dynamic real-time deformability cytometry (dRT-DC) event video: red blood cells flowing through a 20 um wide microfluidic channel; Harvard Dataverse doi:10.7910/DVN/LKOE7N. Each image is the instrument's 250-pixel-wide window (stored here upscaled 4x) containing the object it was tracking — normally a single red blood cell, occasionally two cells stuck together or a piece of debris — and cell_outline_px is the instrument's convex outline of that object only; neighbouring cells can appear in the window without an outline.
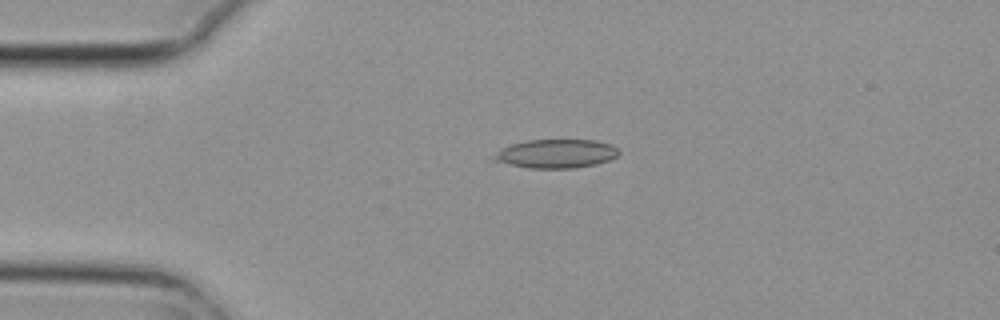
{"species": "common noctule bat (a hibernating species)", "species_latin": "Nyctalus noctula", "temperature_condition": "cold", "stored_images_in_passage": 3, "camera_frame_rate_fps": 3000, "um_per_image_px": 0.085, "animal": {"sex": "female", "body_mass_g": 29.2, "forearm_length_mm": 56.3}, "frame": {"image": 1, "passage_image": 2, "time_ms": 0.333, "image_size_px": [1000, 320], "cell_outline_px": [[620, 152], [616, 156], [608, 160], [596, 164], [572, 168], [528, 168], [492, 160], [492, 156], [504, 148], [512, 144], [528, 140], [596, 140], [612, 144]], "centroid_in_image_um": [47.29, 13.06], "position_along_channel_um": 37.7, "area_um2": 20.69}}